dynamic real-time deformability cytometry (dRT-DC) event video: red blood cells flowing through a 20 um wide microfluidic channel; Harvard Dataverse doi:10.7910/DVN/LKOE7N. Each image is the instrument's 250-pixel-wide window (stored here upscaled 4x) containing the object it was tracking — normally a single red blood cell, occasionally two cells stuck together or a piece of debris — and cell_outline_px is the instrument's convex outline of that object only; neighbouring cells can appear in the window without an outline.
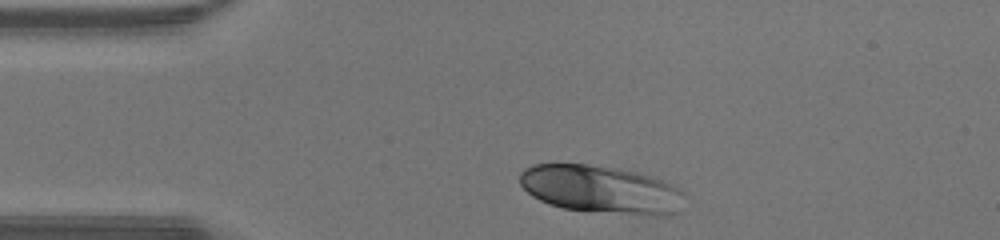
{"species": "human", "species_latin": "Homo sapiens", "temperature_condition": "warm", "stored_images_in_passage": 29, "camera_frame_rate_fps": 3000, "um_per_image_px": 0.085, "donor": {"sex": "male"}, "frame": {"image": 1, "passage_image": 1, "time_ms": 0.0, "image_size_px": [1000, 240], "cell_outline_px": [[688, 196], [676, 212], [664, 216], [652, 216], [564, 208], [548, 204], [532, 196], [520, 184], [520, 172], [524, 168], [532, 164], [588, 164], [616, 168], [640, 172], [664, 180], [680, 188]], "centroid_in_image_um": [51.14, 16.09], "position_along_channel_um": 33.9, "area_um2": 46.36}}
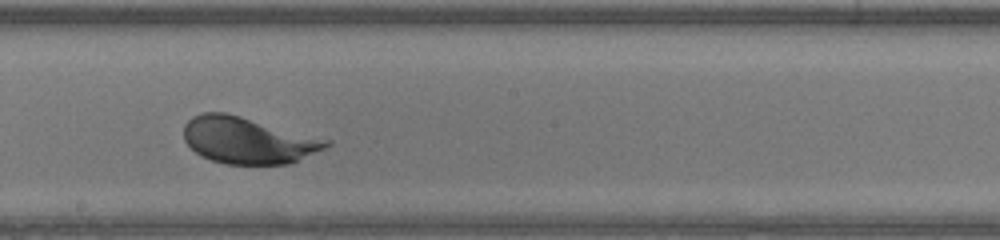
{"frame": {"image": 2, "passage_image": 17, "time_ms": 5.333, "image_size_px": [1000, 240], "cell_outline_px": [[332, 144], [292, 164], [224, 164], [212, 160], [196, 152], [184, 140], [184, 124], [192, 116], [200, 112], [224, 112], [240, 116], [332, 140]], "centroid_in_image_um": [21.08, 11.92], "position_along_channel_um": 227.1, "area_um2": 38.61}}
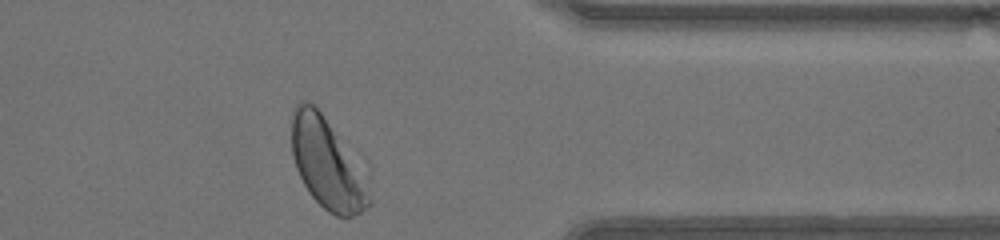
{"frame": {"image": 3, "passage_image": 29, "time_ms": 9.333, "image_size_px": [1000, 240], "cell_outline_px": [[372, 204], [360, 212], [352, 216], [336, 216], [328, 212], [308, 192], [296, 168], [292, 156], [292, 108], [300, 100], [308, 100], [320, 112], [336, 136], [372, 200]], "centroid_in_image_um": [27.66, 13.93], "position_along_channel_um": 383.7, "area_um2": 38.21}, "authors_computed_cell_mechanics": {"area_um2": 39.593, "velocity_mm_per_s": 4.3044, "shape_relaxation_time_tau1_ms": 2.028, "shape_relaxation_time_tau2_ms": null, "deformation_change_tau1": 0.1525, "deformation_change_tau2": null}}